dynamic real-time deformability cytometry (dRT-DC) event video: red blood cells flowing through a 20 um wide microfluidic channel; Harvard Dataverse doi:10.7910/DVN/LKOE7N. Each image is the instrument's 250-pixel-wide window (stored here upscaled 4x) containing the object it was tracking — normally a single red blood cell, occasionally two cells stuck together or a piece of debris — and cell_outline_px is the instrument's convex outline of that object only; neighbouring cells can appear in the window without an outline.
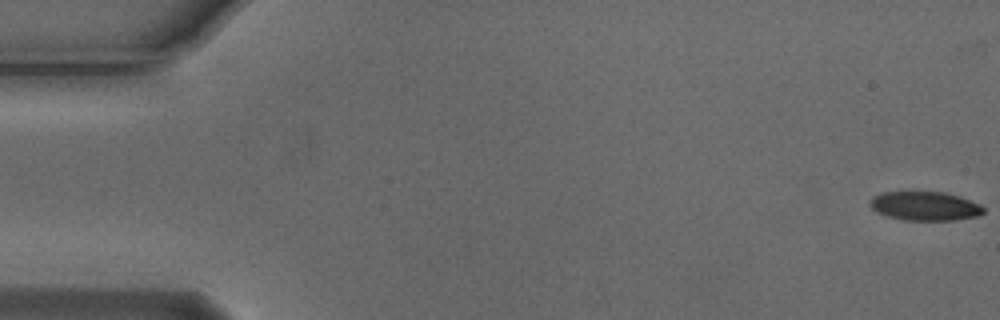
{"species": "Egyptian fruit bat (a non-hibernating species)", "species_latin": "Rousettus aegyptiacus", "temperature_condition": "cold", "stored_images_in_passage": 54, "camera_frame_rate_fps": 3000, "um_per_image_px": 0.085, "animal": {"sex": "male"}, "frame": {"image": 1, "passage_image": 1, "time_ms": 0.0, "image_size_px": [1000, 320], "cell_outline_px": [[984, 212], [976, 216], [956, 220], [904, 220], [888, 216], [876, 212], [868, 204], [868, 200], [872, 196], [880, 192], [944, 192], [960, 196], [980, 204], [984, 208]], "centroid_in_image_um": [78.58, 17.5], "position_along_channel_um": 6.4, "area_um2": 19.31}}
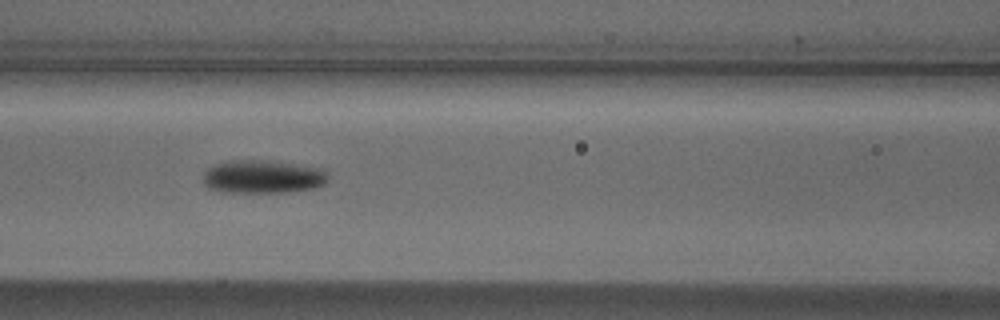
{"frame": {"image": 2, "passage_image": 24, "time_ms": 7.667, "image_size_px": [1000, 320], "cell_outline_px": [[328, 180], [324, 184], [312, 188], [284, 192], [224, 192], [208, 188], [204, 184], [204, 172], [212, 164], [232, 160], [272, 160], [324, 168], [328, 176]], "centroid_in_image_um": [22.34, 15.0], "position_along_channel_um": 144.3, "area_um2": 24.45}}
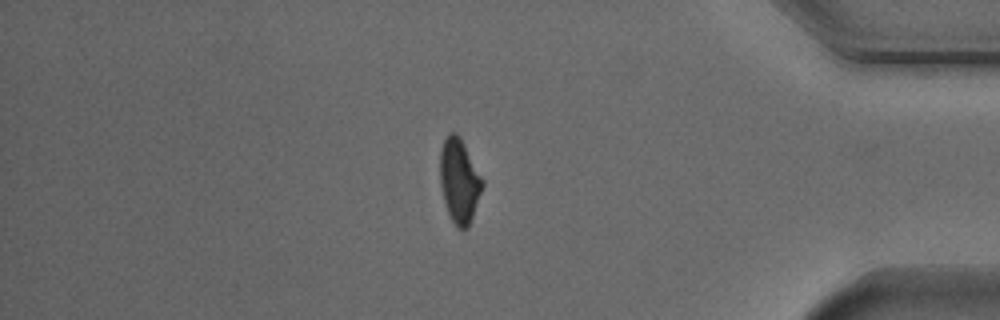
{"frame": {"image": 3, "passage_image": 47, "time_ms": 15.333, "image_size_px": [1000, 320], "cell_outline_px": [[484, 184], [468, 228], [460, 228], [448, 216], [440, 184], [440, 148], [448, 132], [456, 132], [460, 136], [484, 180]], "centroid_in_image_um": [39.03, 15.32], "position_along_channel_um": 396.2, "area_um2": 20.81}}